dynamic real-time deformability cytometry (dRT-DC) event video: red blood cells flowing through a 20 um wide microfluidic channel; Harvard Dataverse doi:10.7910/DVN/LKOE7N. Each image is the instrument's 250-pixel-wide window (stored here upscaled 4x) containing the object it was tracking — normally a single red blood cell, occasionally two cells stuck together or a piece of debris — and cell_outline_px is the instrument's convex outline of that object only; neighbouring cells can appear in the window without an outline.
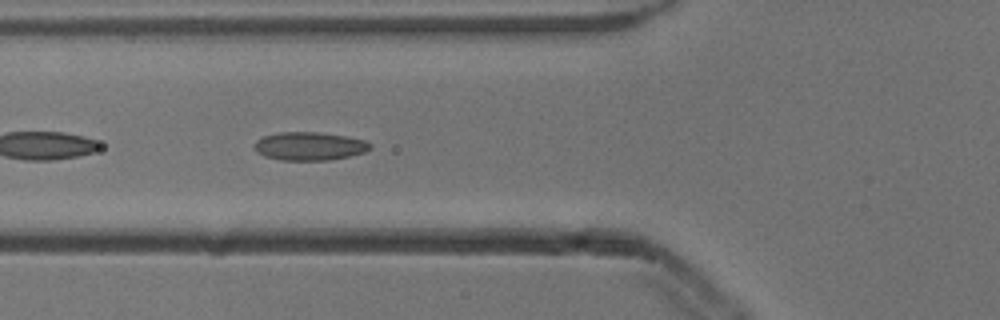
{"species": "common noctule bat (a hibernating species)", "species_latin": "Nyctalus noctula", "temperature_condition": "cold", "stored_images_in_passage": 53, "camera_frame_rate_fps": 3000, "um_per_image_px": 0.085, "animal": {"sex": "male", "body_mass_g": 13.3}, "frame": {"image": 1, "passage_image": 20, "time_ms": 6.333, "image_size_px": [1000, 320], "cell_outline_px": [[372, 148], [364, 152], [348, 156], [328, 160], [280, 160], [264, 156], [256, 152], [256, 140], [264, 136], [280, 132], [320, 132], [348, 136], [364, 140], [372, 144]], "centroid_in_image_um": [26.33, 12.42], "position_along_channel_um": 99.5, "area_um2": 19.07}}
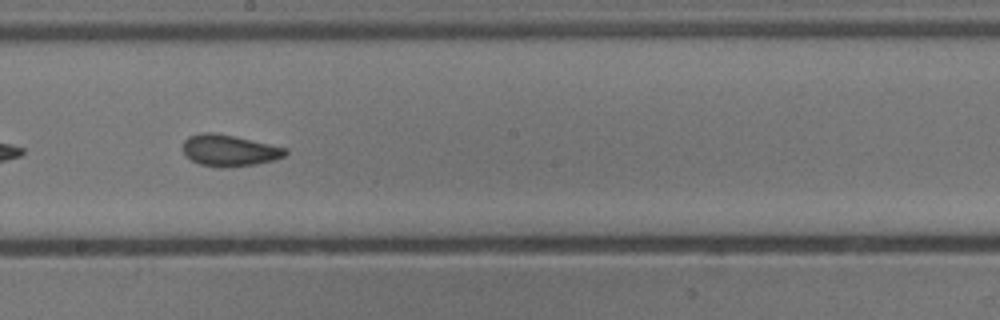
{"frame": {"image": 2, "passage_image": 30, "time_ms": 9.667, "image_size_px": [1000, 320], "cell_outline_px": [[288, 152], [284, 156], [272, 160], [256, 164], [224, 168], [220, 168], [200, 164], [192, 160], [184, 152], [184, 140], [188, 136], [200, 132], [216, 132], [236, 136], [288, 148]], "centroid_in_image_um": [19.5, 12.77], "position_along_channel_um": 228.7, "area_um2": 18.9}}
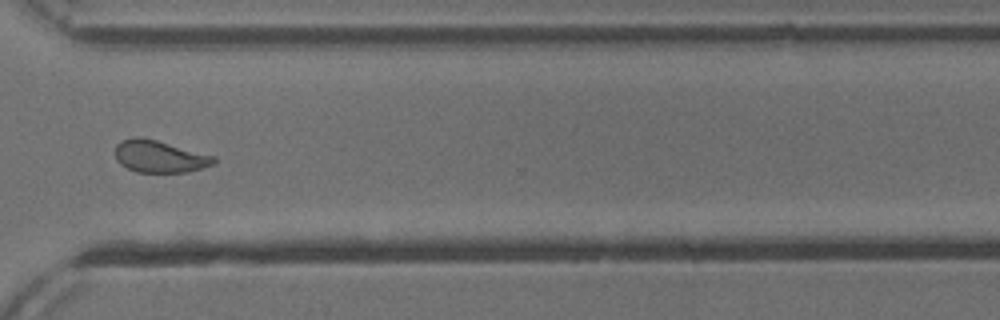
{"frame": {"image": 3, "passage_image": 40, "time_ms": 13.0, "image_size_px": [1000, 320], "cell_outline_px": [[216, 164], [188, 172], [136, 172], [120, 164], [116, 160], [116, 144], [120, 140], [132, 136], [136, 136], [156, 140], [216, 156]], "centroid_in_image_um": [13.57, 13.29], "position_along_channel_um": 357.0, "area_um2": 18.61}, "authors_computed_cell_mechanics": {"area_um2": 19.074, "velocity_mm_per_s": 3.8598, "shape_relaxation_time_tau1_ms": 7.9485, "shape_relaxation_time_tau2_ms": 1.8215, "deformation_change_tau1": 0.1302, "deformation_change_tau2": 0.0896}}